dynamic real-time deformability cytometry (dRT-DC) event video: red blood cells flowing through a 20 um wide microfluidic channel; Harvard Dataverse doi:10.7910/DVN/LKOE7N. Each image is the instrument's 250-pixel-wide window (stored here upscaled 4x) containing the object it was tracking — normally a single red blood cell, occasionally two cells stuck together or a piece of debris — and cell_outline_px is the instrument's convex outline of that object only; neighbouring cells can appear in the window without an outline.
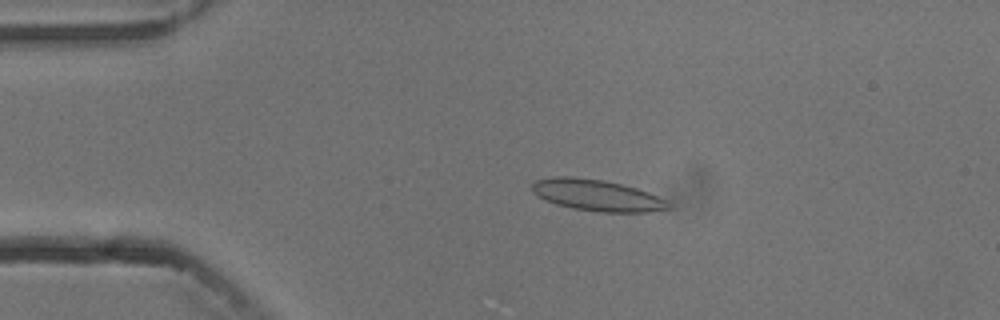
{"species": "common noctule bat (a hibernating species)", "species_latin": "Nyctalus noctula", "temperature_condition": "cold", "stored_images_in_passage": 3, "camera_frame_rate_fps": 3000, "um_per_image_px": 0.085, "animal": {"sex": "male", "body_mass_g": 13.3}, "frame": {"image": 1, "passage_image": 2, "time_ms": 1.0, "image_size_px": [1000, 320], "cell_outline_px": [[672, 208], [648, 212], [596, 212], [572, 208], [556, 204], [544, 200], [532, 192], [532, 184], [536, 180], [556, 176], [572, 176], [604, 180], [636, 188], [648, 192], [664, 200]], "centroid_in_image_um": [50.69, 16.6], "position_along_channel_um": 34.3, "area_um2": 24.85}}